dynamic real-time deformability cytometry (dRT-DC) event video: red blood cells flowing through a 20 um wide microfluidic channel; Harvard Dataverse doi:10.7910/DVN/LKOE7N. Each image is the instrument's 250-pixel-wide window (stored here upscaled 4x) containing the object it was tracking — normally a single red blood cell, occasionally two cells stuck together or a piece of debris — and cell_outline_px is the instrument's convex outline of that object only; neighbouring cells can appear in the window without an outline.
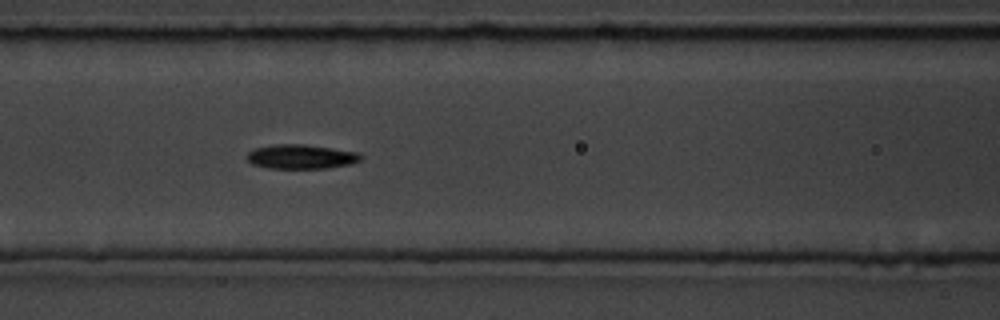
{"species": "common noctule bat (a hibernating species)", "species_latin": "Nyctalus noctula", "temperature_condition": "room temperature", "stored_images_in_passage": 8, "segment_of_instrument_passage": [1, 2], "camera_frame_rate_fps": 3000, "um_per_image_px": 0.085, "animal": {"sex": "male", "body_mass_g": 19.5, "forearm_length_mm": 54.6}, "frame": {"image": 1, "passage_image": 7, "time_ms": 2.0, "image_size_px": [1000, 320], "cell_outline_px": [[364, 156], [360, 160], [348, 164], [328, 168], [268, 168], [252, 164], [248, 160], [248, 152], [256, 148], [272, 144], [304, 144], [332, 148], [356, 152]], "centroid_in_image_um": [25.58, 13.31], "position_along_channel_um": 141.0, "area_um2": 16.01}}